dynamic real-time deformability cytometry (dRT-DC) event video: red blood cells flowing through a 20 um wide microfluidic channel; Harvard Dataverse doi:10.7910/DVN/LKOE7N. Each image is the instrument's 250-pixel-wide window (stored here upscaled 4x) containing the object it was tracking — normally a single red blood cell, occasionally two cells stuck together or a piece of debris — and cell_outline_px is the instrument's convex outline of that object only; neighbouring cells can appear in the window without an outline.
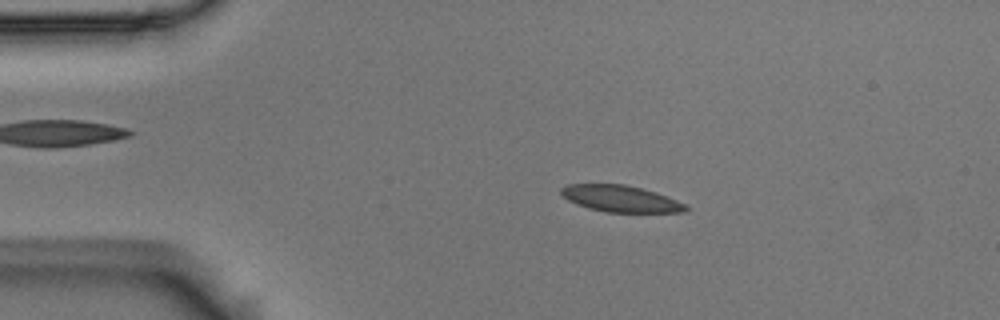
{"species": "Egyptian fruit bat (a non-hibernating species)", "species_latin": "Rousettus aegyptiacus", "temperature_condition": "room temperature", "stored_images_in_passage": 45, "camera_frame_rate_fps": 3000, "um_per_image_px": 0.085, "animal": {"sex": "male"}, "frame": {"image": 1, "passage_image": 1, "time_ms": 0.0, "image_size_px": [1000, 320], "cell_outline_px": [[688, 212], [608, 212], [588, 208], [576, 204], [568, 200], [560, 192], [560, 188], [568, 184], [624, 184], [656, 192], [668, 196], [684, 204], [688, 208]], "centroid_in_image_um": [52.75, 16.89], "position_along_channel_um": 32.3, "area_um2": 19.19}}
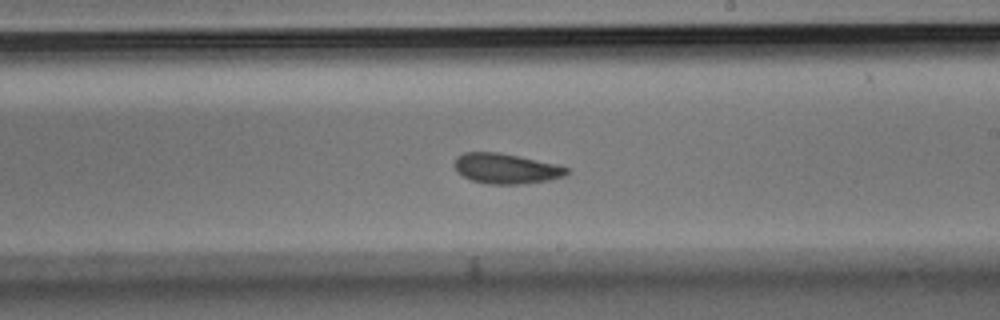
{"frame": {"image": 2, "passage_image": 22, "time_ms": 7.0, "image_size_px": [1000, 320], "cell_outline_px": [[568, 172], [564, 176], [548, 180], [524, 184], [488, 184], [472, 180], [464, 176], [452, 164], [456, 156], [464, 152], [500, 152], [560, 164], [568, 168]], "centroid_in_image_um": [43.03, 14.31], "position_along_channel_um": 246.0, "area_um2": 19.94}}
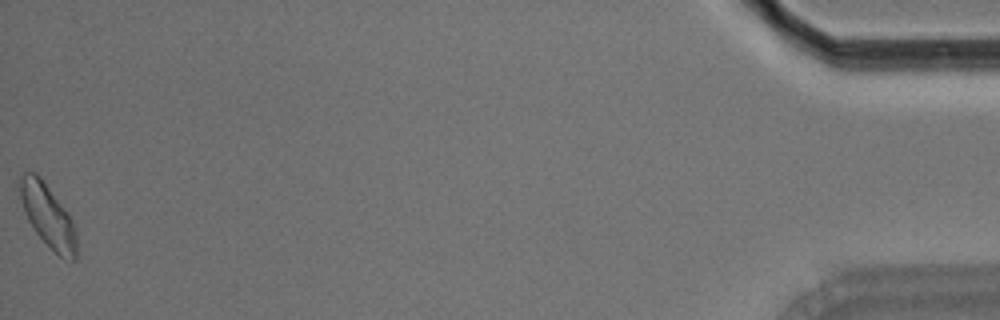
{"frame": {"image": 3, "passage_image": 45, "time_ms": 14.667, "image_size_px": [1000, 320], "cell_outline_px": [[76, 260], [72, 260], [60, 256], [36, 232], [28, 220], [24, 212], [20, 196], [20, 176], [24, 172], [36, 172], [44, 180], [68, 212], [76, 224]], "centroid_in_image_um": [4.09, 18.29], "position_along_channel_um": 431.1, "area_um2": 20.69}, "authors_computed_cell_mechanics": {"area_um2": 19.941, "velocity_mm_per_s": 3.6928, "shape_relaxation_time_tau1_ms": 6.0929, "shape_relaxation_time_tau2_ms": 2.4451, "deformation_change_tau1": 0.1069, "deformation_change_tau2": 0.0578}}